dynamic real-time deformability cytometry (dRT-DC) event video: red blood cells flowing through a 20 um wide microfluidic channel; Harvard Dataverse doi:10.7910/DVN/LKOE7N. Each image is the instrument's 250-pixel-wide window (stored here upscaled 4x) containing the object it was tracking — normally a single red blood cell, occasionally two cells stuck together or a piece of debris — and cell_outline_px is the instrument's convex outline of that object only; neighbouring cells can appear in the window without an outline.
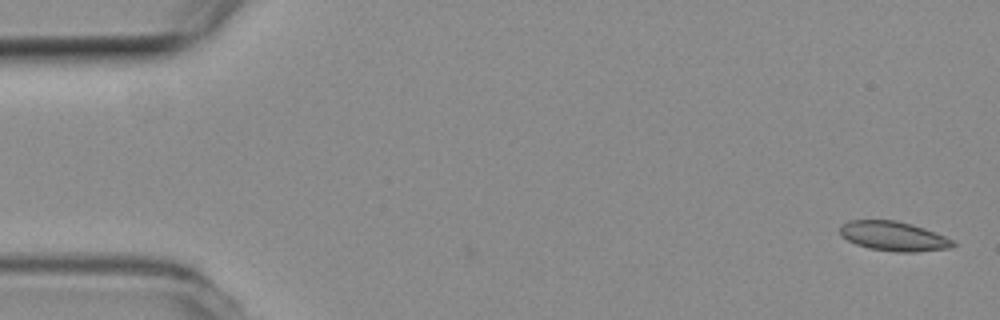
{"species": "common noctule bat (a hibernating species)", "species_latin": "Nyctalus noctula", "temperature_condition": "room temperature", "stored_images_in_passage": 8, "camera_frame_rate_fps": 3000, "um_per_image_px": 0.085, "animal": {"sex": "female", "body_mass_g": 19.3, "forearm_length_mm": 54.1}, "frame": {"image": 1, "passage_image": 1, "time_ms": 0.0, "image_size_px": [1000, 320], "cell_outline_px": [[956, 244], [952, 248], [916, 252], [896, 252], [868, 248], [856, 244], [840, 236], [840, 224], [848, 220], [896, 220], [912, 224], [924, 228], [944, 236], [952, 240]], "centroid_in_image_um": [75.93, 20.07], "position_along_channel_um": 9.1, "area_um2": 19.54}}